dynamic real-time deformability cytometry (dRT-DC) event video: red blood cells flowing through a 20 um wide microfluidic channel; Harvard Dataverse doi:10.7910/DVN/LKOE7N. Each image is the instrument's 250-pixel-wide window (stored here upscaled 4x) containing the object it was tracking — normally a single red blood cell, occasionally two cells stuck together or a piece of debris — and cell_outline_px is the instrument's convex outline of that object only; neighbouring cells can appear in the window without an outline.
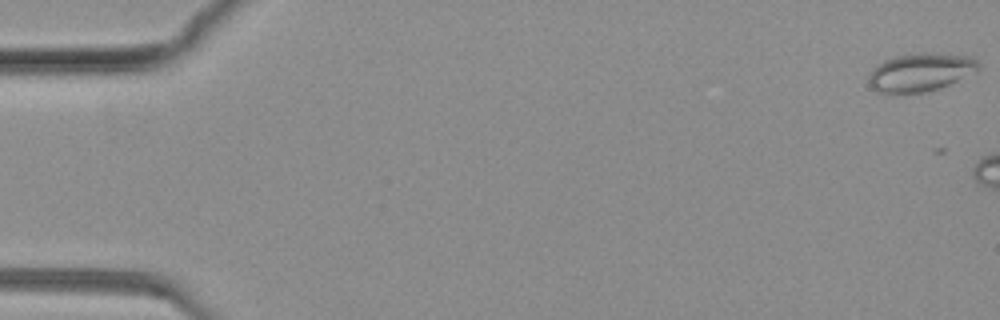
{"species": "common noctule bat (a hibernating species)", "species_latin": "Nyctalus noctula", "temperature_condition": "warm", "stored_images_in_passage": 7, "camera_frame_rate_fps": 3000, "um_per_image_px": 0.085, "animal": {"sex": "female", "body_mass_g": 19.3, "forearm_length_mm": 54.1}, "frame": {"image": 1, "passage_image": 1, "time_ms": 0.0, "image_size_px": [1000, 320], "cell_outline_px": [[980, 68], [976, 72], [940, 88], [924, 92], [892, 96], [876, 92], [868, 84], [868, 76], [872, 68], [884, 60], [892, 56], [920, 52], [928, 52], [972, 56], [980, 64]], "centroid_in_image_um": [78.19, 6.16], "position_along_channel_um": 6.8, "area_um2": 25.37}}